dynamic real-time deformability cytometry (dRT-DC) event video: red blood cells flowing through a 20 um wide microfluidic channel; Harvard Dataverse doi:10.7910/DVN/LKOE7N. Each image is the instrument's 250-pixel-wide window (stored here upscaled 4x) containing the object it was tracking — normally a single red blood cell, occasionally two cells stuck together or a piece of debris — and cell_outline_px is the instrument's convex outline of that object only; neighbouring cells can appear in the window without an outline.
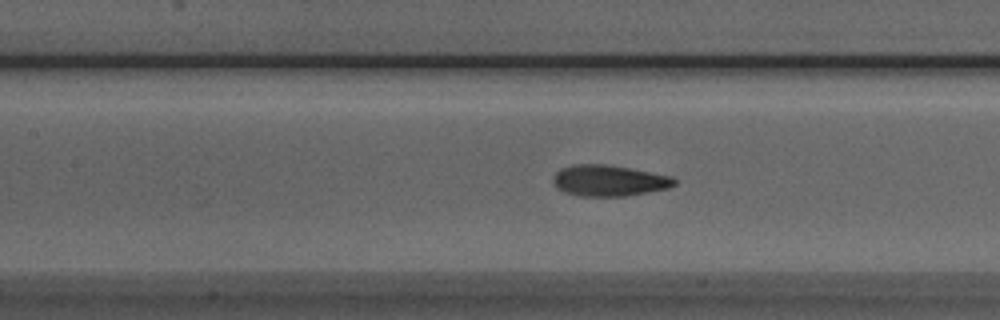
{"species": "Egyptian fruit bat (a non-hibernating species)", "species_latin": "Rousettus aegyptiacus", "temperature_condition": "room temperature", "stored_images_in_passage": 47, "camera_frame_rate_fps": 3000, "um_per_image_px": 0.085, "animal": {"sex": "male"}, "frame": {"image": 1, "passage_image": 17, "time_ms": 5.333, "image_size_px": [1000, 320], "cell_outline_px": [[676, 184], [668, 188], [648, 192], [624, 196], [580, 196], [564, 192], [556, 188], [552, 180], [552, 176], [560, 168], [572, 164], [608, 164], [632, 168], [672, 176], [676, 180]], "centroid_in_image_um": [51.73, 15.34], "position_along_channel_um": 155.7, "area_um2": 22.25}}
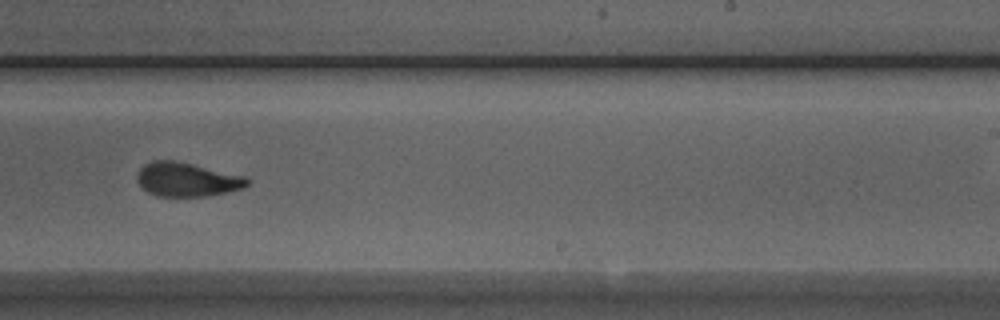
{"frame": {"image": 2, "passage_image": 26, "time_ms": 8.333, "image_size_px": [1000, 320], "cell_outline_px": [[248, 184], [244, 188], [228, 192], [204, 196], [156, 196], [148, 192], [136, 180], [136, 176], [140, 168], [144, 164], [152, 160], [176, 160], [244, 176], [248, 180]], "centroid_in_image_um": [15.86, 15.25], "position_along_channel_um": 273.1, "area_um2": 21.73}}
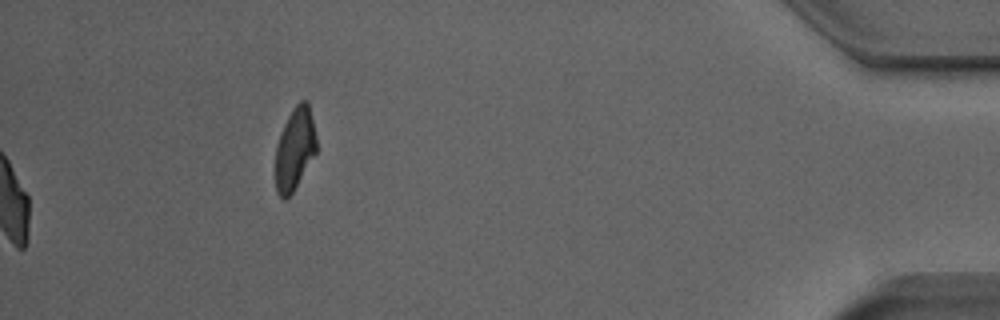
{"frame": {"image": 3, "passage_image": 47, "time_ms": 15.333, "image_size_px": [1000, 320], "cell_outline_px": [[316, 152], [292, 192], [284, 200], [276, 192], [276, 144], [280, 132], [288, 116], [296, 104], [300, 100], [308, 100], [316, 136]], "centroid_in_image_um": [25.05, 12.61], "position_along_channel_um": 410.2, "area_um2": 19.42}, "authors_computed_cell_mechanics": {"area_um2": 21.964, "velocity_mm_per_s": 3.9379, "shape_relaxation_time_tau1_ms": 4.7743, "shape_relaxation_time_tau2_ms": 1.2766, "deformation_change_tau1": 0.1718, "deformation_change_tau2": 0.0763}}